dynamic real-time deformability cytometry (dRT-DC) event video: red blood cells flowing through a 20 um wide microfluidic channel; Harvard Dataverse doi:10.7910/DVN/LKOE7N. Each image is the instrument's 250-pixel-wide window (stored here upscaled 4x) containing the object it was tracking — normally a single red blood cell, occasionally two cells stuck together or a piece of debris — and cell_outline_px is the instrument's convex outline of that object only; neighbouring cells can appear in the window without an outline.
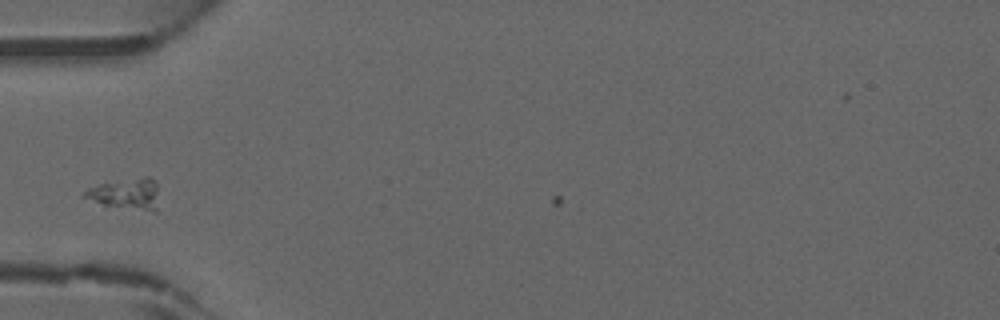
{"species": "common noctule bat (a hibernating species)", "species_latin": "Nyctalus noctula", "temperature_condition": "warm", "stored_images_in_passage": 3, "camera_frame_rate_fps": 3000, "um_per_image_px": 0.085, "animal": {"sex": "male", "forearm_length_mm": 52.5}, "frame": {"image": 1, "passage_image": 1, "time_ms": 0.0, "image_size_px": [1000, 320], "cell_outline_px": [[156, 212], [152, 212], [104, 204], [80, 196], [88, 188], [96, 184], [144, 176], [148, 176], [156, 180]], "centroid_in_image_um": [10.7, 16.45], "position_along_channel_um": 74.3, "area_um2": 13.29}}